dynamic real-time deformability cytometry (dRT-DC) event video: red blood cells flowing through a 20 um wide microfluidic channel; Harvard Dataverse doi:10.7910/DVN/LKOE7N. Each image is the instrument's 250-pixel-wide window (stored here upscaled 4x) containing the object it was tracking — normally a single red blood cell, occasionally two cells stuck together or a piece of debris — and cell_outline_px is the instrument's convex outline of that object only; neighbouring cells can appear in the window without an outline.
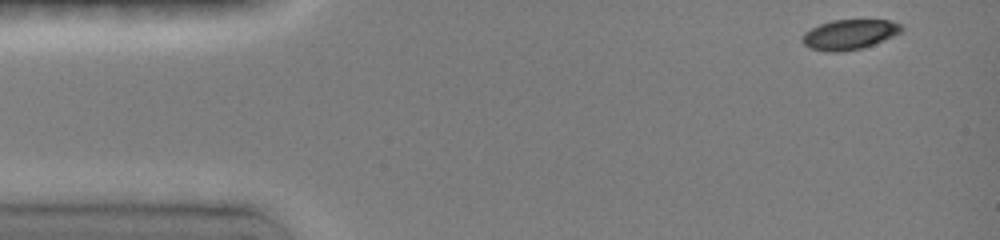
{"species": "common noctule bat (a hibernating species)", "species_latin": "Nyctalus noctula", "temperature_condition": "room temperature", "stored_images_in_passage": 3, "camera_frame_rate_fps": 3000, "um_per_image_px": 0.085, "animal": {"sex": "female", "body_mass_g": 19.0, "forearm_length_mm": 51.5}, "frame": {"image": 1, "passage_image": 1, "time_ms": 0.0, "image_size_px": [1000, 240], "cell_outline_px": [[904, 32], [884, 40], [860, 48], [840, 52], [828, 52], [808, 48], [800, 40], [804, 32], [820, 24], [832, 20], [888, 20], [900, 24], [904, 28]], "centroid_in_image_um": [72.19, 2.93], "position_along_channel_um": 12.8, "area_um2": 17.4}}